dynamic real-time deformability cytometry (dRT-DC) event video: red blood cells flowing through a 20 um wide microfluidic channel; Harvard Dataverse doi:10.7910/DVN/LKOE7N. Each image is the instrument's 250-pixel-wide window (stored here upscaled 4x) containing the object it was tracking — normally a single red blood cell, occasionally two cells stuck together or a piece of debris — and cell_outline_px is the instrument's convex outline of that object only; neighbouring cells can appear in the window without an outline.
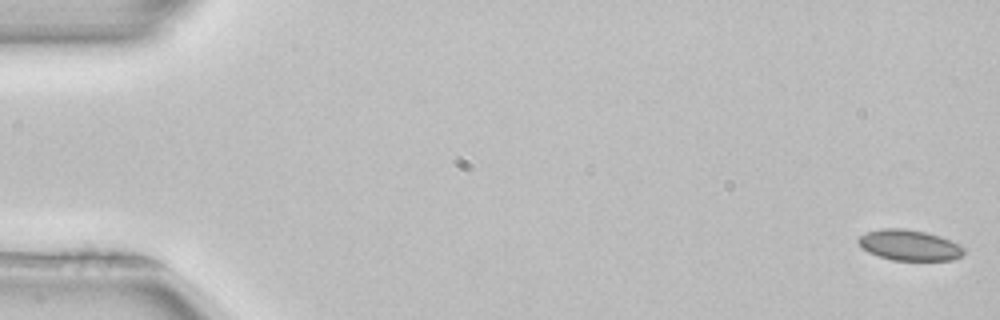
{"species": "common noctule bat (a hibernating species)", "species_latin": "Nyctalus noctula", "temperature_condition": "room temperature", "stored_images_in_passage": 52, "camera_frame_rate_fps": 3000, "um_per_image_px": 0.085, "animal": {"sex": "female", "body_mass_g": 22.7, "forearm_length_mm": 54.2}, "frame": {"image": 1, "passage_image": 1, "time_ms": 0.0, "image_size_px": [1000, 320], "cell_outline_px": [[968, 248], [960, 256], [952, 260], [892, 260], [868, 252], [856, 240], [860, 236], [868, 232], [880, 228], [904, 228], [924, 232], [940, 236], [960, 244]], "centroid_in_image_um": [77.33, 20.83], "position_along_channel_um": 7.7, "area_um2": 18.84}}
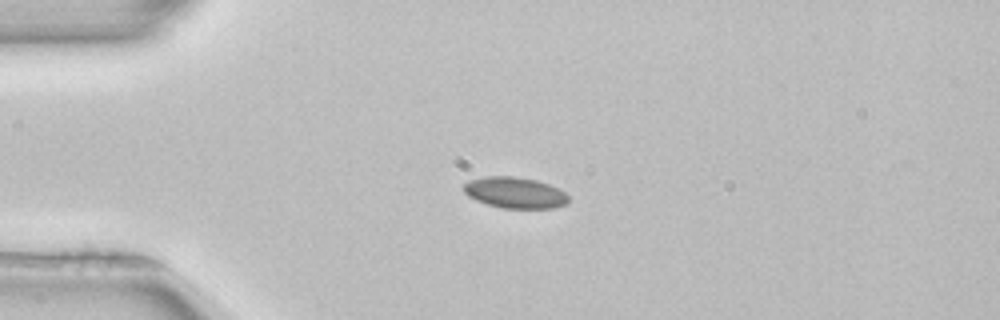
{"frame": {"image": 2, "passage_image": 13, "time_ms": 4.0, "image_size_px": [1000, 320], "cell_outline_px": [[568, 204], [556, 208], [500, 208], [476, 200], [468, 196], [464, 192], [464, 184], [468, 180], [484, 176], [512, 176], [536, 180], [548, 184], [564, 192], [568, 196]], "centroid_in_image_um": [43.76, 16.38], "position_along_channel_um": 41.2, "area_um2": 19.02}}
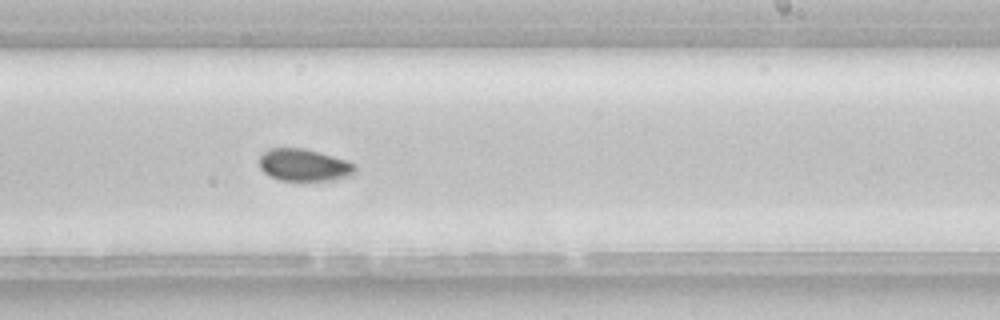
{"frame": {"image": 3, "passage_image": 32, "time_ms": 10.333, "image_size_px": [1000, 320], "cell_outline_px": [[356, 172], [352, 176], [328, 180], [280, 180], [264, 172], [260, 168], [260, 156], [268, 148], [304, 148], [320, 152], [356, 164]], "centroid_in_image_um": [25.86, 14.02], "position_along_channel_um": 263.1, "area_um2": 17.86}, "authors_computed_cell_mechanics": {"area_um2": 18.3515, "velocity_mm_per_s": 3.9393, "shape_relaxation_time_tau1_ms": 4.3675, "shape_relaxation_time_tau2_ms": 2.2545, "deformation_change_tau1": 0.0794, "deformation_change_tau2": 0.037}}